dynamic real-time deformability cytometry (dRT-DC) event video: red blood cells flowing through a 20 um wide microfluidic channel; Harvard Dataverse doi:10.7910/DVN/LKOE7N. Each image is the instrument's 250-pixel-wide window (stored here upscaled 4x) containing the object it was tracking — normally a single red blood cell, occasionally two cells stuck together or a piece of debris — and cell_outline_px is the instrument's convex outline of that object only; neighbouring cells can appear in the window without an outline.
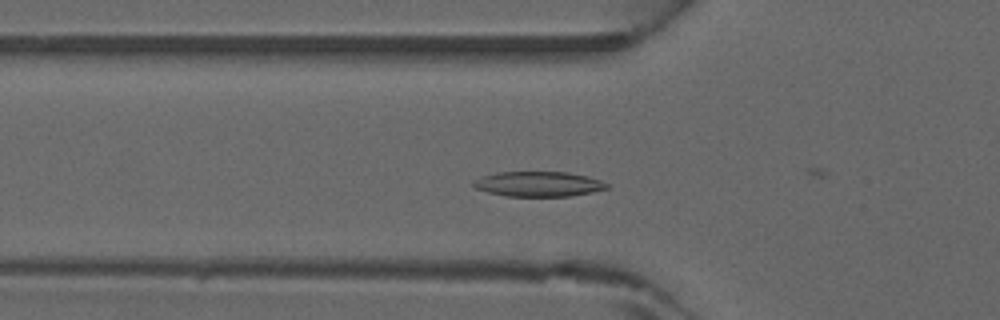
{"species": "common noctule bat (a hibernating species)", "species_latin": "Nyctalus noctula", "temperature_condition": "warm", "stored_images_in_passage": 41, "camera_frame_rate_fps": 3000, "um_per_image_px": 0.085, "animal": {"sex": "male", "forearm_length_mm": 52.5}, "frame": {"image": 1, "passage_image": 11, "time_ms": 3.333, "image_size_px": [1000, 320], "cell_outline_px": [[608, 188], [592, 192], [568, 196], [504, 196], [488, 192], [476, 188], [472, 184], [472, 180], [480, 176], [496, 172], [568, 172], [588, 176], [600, 180], [608, 184]], "centroid_in_image_um": [45.73, 15.63], "position_along_channel_um": 80.1, "area_um2": 19.54}}
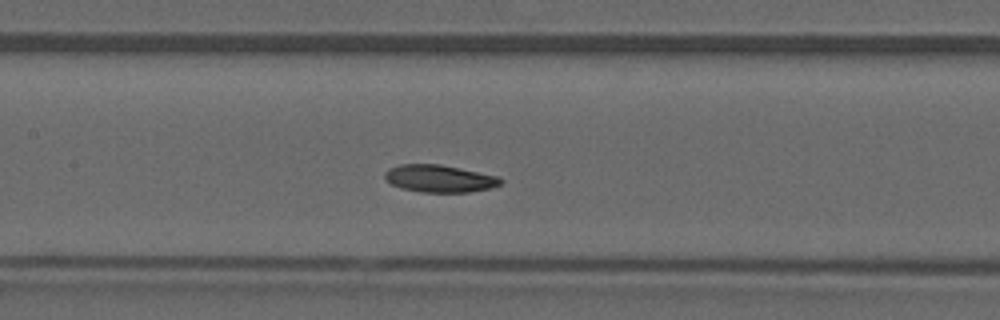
{"frame": {"image": 2, "passage_image": 17, "time_ms": 5.333, "image_size_px": [1000, 320], "cell_outline_px": [[504, 180], [500, 184], [492, 188], [468, 192], [420, 192], [400, 188], [392, 184], [384, 176], [384, 172], [388, 168], [400, 164], [440, 164], [500, 176]], "centroid_in_image_um": [37.37, 15.17], "position_along_channel_um": 170.0, "area_um2": 18.61}}
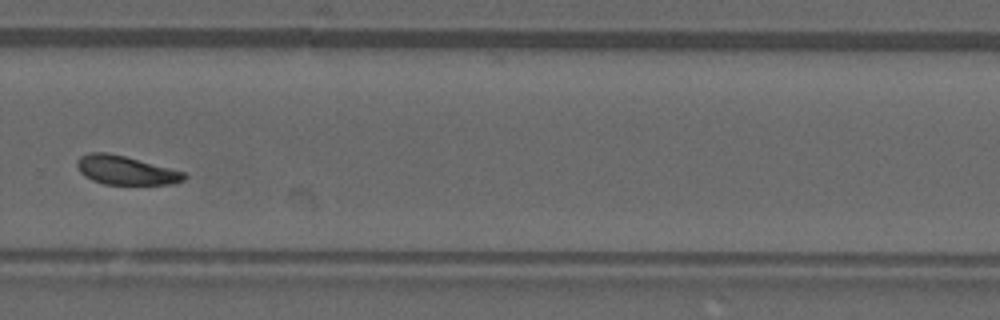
{"frame": {"image": 3, "passage_image": 27, "time_ms": 8.667, "image_size_px": [1000, 320], "cell_outline_px": [[188, 176], [184, 180], [172, 184], [104, 184], [92, 180], [84, 176], [80, 172], [76, 164], [80, 156], [92, 152], [104, 152], [124, 156], [184, 172]], "centroid_in_image_um": [10.67, 14.48], "position_along_channel_um": 319.1, "area_um2": 17.74}}